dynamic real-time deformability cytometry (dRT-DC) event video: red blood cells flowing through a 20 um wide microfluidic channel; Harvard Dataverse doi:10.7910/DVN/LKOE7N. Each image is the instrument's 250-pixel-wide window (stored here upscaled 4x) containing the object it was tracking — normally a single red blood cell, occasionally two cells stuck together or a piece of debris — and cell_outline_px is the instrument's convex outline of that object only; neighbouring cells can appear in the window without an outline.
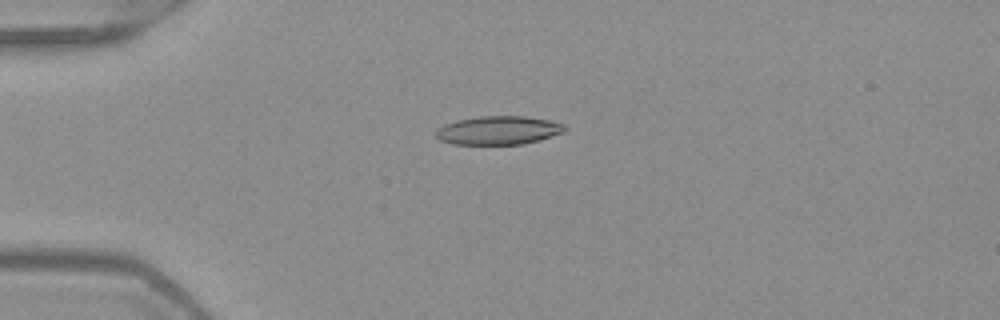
{"species": "Egyptian fruit bat (a non-hibernating species)", "species_latin": "Rousettus aegyptiacus", "temperature_condition": "warm", "stored_images_in_passage": 52, "camera_frame_rate_fps": 3000, "um_per_image_px": 0.085, "frame": {"image": 1, "passage_image": 14, "time_ms": 4.333, "image_size_px": [1000, 320], "cell_outline_px": [[568, 128], [564, 132], [540, 140], [524, 144], [452, 144], [440, 140], [436, 136], [436, 132], [444, 124], [456, 120], [480, 116], [524, 116], [548, 120], [564, 124]], "centroid_in_image_um": [42.39, 11.08], "position_along_channel_um": 42.6, "area_um2": 21.44}}
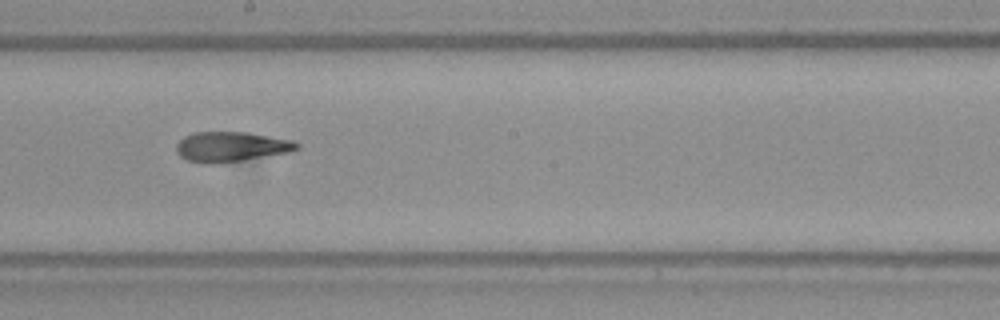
{"frame": {"image": 2, "passage_image": 30, "time_ms": 9.667, "image_size_px": [1000, 320], "cell_outline_px": [[300, 148], [292, 152], [240, 160], [212, 164], [208, 164], [188, 160], [180, 156], [176, 152], [176, 144], [184, 136], [192, 132], [248, 132], [292, 140], [300, 144]], "centroid_in_image_um": [19.65, 12.46], "position_along_channel_um": 228.5, "area_um2": 21.1}}
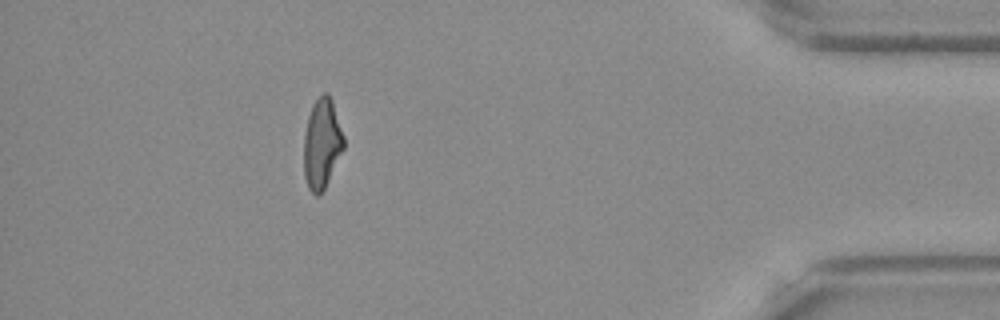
{"frame": {"image": 3, "passage_image": 47, "time_ms": 15.333, "image_size_px": [1000, 320], "cell_outline_px": [[344, 148], [324, 188], [316, 196], [308, 188], [304, 176], [304, 132], [308, 116], [312, 104], [324, 92], [328, 92], [332, 100], [344, 136]], "centroid_in_image_um": [27.35, 12.18], "position_along_channel_um": 407.8, "area_um2": 20.81}, "authors_computed_cell_mechanics": {"area_um2": 21.097, "velocity_mm_per_s": 4.0114, "shape_relaxation_time_tau1_ms": null, "shape_relaxation_time_tau2_ms": 2.8692, "deformation_change_tau1": null, "deformation_change_tau2": 0.1167}}